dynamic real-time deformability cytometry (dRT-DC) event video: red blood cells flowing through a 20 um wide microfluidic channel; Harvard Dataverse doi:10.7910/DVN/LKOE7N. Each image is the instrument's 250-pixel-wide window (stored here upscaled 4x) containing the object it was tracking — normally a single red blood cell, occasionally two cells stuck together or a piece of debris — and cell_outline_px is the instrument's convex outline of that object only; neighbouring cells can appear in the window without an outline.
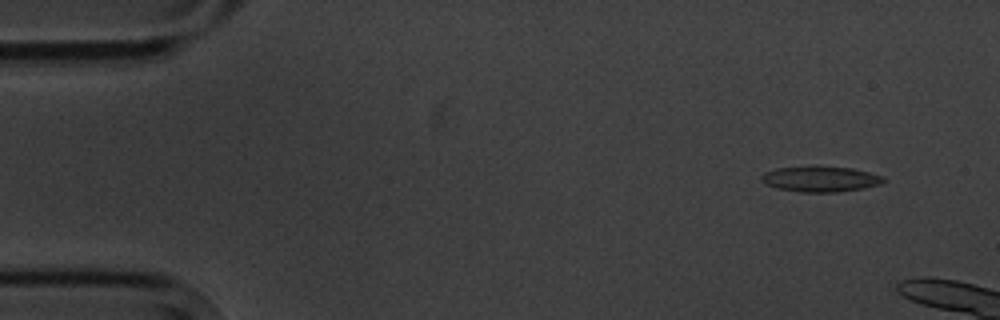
{"species": "common noctule bat (a hibernating species)", "species_latin": "Nyctalus noctula", "temperature_condition": "cold", "stored_images_in_passage": 4, "camera_frame_rate_fps": 3000, "um_per_image_px": 0.085, "animal": {"sex": "male", "body_mass_g": 20.1, "forearm_length_mm": 53.5}, "frame": {"image": 1, "passage_image": 2, "time_ms": 1.333, "image_size_px": [1000, 320], "cell_outline_px": [[888, 180], [880, 184], [864, 188], [836, 192], [800, 192], [776, 188], [764, 184], [760, 180], [760, 176], [764, 172], [776, 168], [852, 168], [884, 176]], "centroid_in_image_um": [69.73, 15.25], "position_along_channel_um": 15.3, "area_um2": 17.8}}